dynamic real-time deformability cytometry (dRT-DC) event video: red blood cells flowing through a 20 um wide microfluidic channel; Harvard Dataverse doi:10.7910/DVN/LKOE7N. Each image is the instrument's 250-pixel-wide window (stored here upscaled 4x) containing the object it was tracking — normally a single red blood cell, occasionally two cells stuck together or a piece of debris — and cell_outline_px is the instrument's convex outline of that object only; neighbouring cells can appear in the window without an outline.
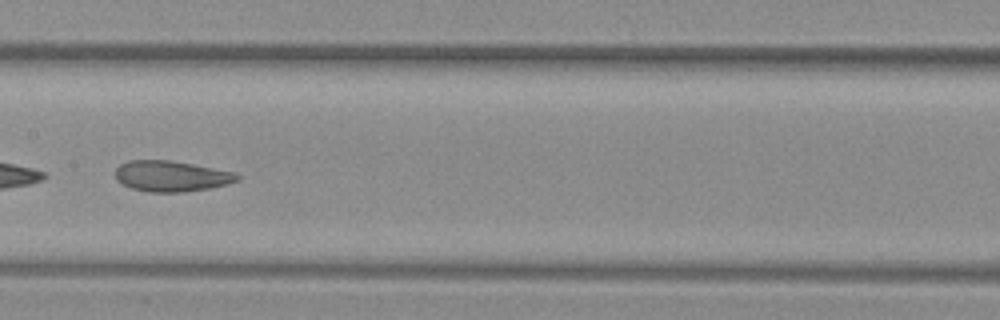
{"species": "common noctule bat (a hibernating species)", "species_latin": "Nyctalus noctula", "temperature_condition": "warm", "stored_images_in_passage": 47, "camera_frame_rate_fps": 3000, "um_per_image_px": 0.085, "animal": {"sex": "female", "body_mass_g": 29.2, "forearm_length_mm": 56.3}, "frame": {"image": 1, "passage_image": 24, "time_ms": 7.667, "image_size_px": [1000, 320], "cell_outline_px": [[240, 180], [228, 184], [208, 188], [184, 192], [148, 192], [132, 188], [116, 180], [116, 168], [120, 164], [128, 160], [172, 160], [232, 172], [240, 176]], "centroid_in_image_um": [14.54, 14.97], "position_along_channel_um": 192.9, "area_um2": 21.73}}
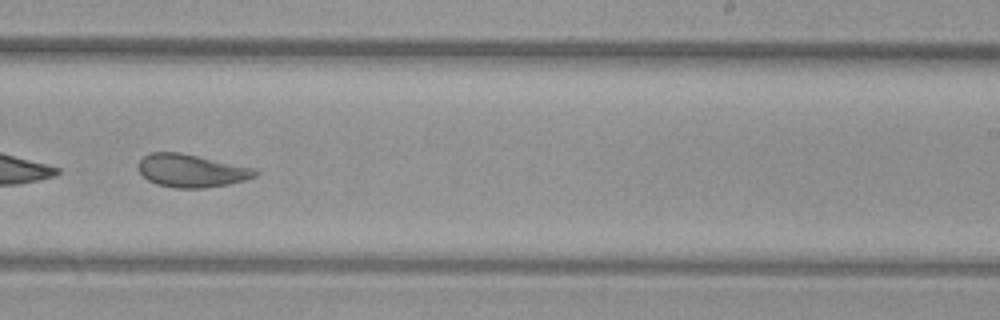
{"frame": {"image": 2, "passage_image": 30, "time_ms": 9.667, "image_size_px": [1000, 320], "cell_outline_px": [[260, 172], [256, 176], [244, 180], [228, 184], [204, 188], [176, 188], [156, 184], [148, 180], [136, 168], [136, 164], [144, 156], [152, 152], [180, 152], [256, 168]], "centroid_in_image_um": [16.26, 14.5], "position_along_channel_um": 272.7, "area_um2": 22.6}}
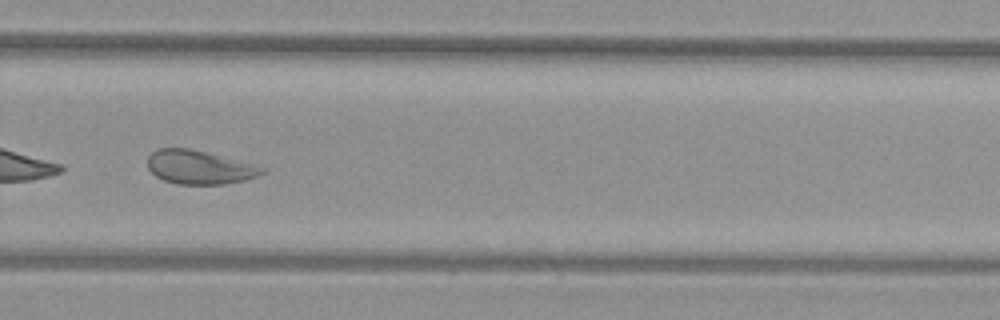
{"frame": {"image": 3, "passage_image": 33, "time_ms": 10.667, "image_size_px": [1000, 320], "cell_outline_px": [[268, 172], [260, 176], [244, 180], [224, 184], [180, 184], [164, 180], [156, 176], [148, 168], [148, 156], [156, 148], [188, 148], [268, 168]], "centroid_in_image_um": [16.97, 14.22], "position_along_channel_um": 312.8, "area_um2": 22.37}, "authors_computed_cell_mechanics": {"area_um2": 26.7036, "velocity_mm_per_s": 4.0188, "shape_relaxation_time_tau1_ms": 6.2316, "shape_relaxation_time_tau2_ms": 1.6317, "deformation_change_tau1": 0.1572, "deformation_change_tau2": 0.0801}}